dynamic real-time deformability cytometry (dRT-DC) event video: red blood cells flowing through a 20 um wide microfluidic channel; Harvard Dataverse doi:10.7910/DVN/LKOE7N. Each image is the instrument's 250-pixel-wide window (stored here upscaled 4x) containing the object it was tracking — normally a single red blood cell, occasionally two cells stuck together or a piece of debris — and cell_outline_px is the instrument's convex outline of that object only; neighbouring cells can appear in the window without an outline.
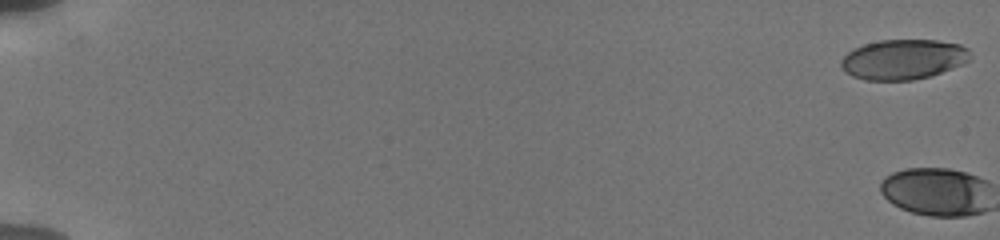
{"species": "human", "species_latin": "Homo sapiens", "temperature_condition": "cold", "stored_images_in_passage": 3, "camera_frame_rate_fps": 3000, "um_per_image_px": 0.085, "donor": {"sex": "male"}, "frame": {"image": 1, "passage_image": 1, "time_ms": 0.0, "image_size_px": [1000, 240], "cell_outline_px": [[968, 60], [952, 68], [932, 76], [912, 80], [864, 80], [852, 76], [844, 72], [840, 64], [840, 60], [848, 52], [864, 44], [880, 40], [936, 40], [960, 44], [968, 48]], "centroid_in_image_um": [76.74, 5.05], "position_along_channel_um": 8.3, "area_um2": 30.06}}